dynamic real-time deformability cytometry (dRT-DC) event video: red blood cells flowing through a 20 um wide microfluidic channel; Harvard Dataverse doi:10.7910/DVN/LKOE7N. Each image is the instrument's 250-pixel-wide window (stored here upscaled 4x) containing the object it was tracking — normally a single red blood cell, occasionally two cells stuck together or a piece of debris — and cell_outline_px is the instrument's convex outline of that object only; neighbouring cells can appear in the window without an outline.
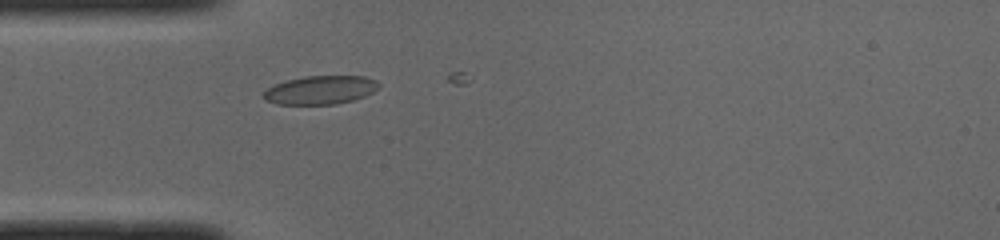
{"species": "common noctule bat (a hibernating species)", "species_latin": "Nyctalus noctula", "temperature_condition": "cold", "stored_images_in_passage": 4, "camera_frame_rate_fps": 3000, "um_per_image_px": 0.085, "animal": {"sex": "male", "body_mass_g": 19.0, "forearm_length_mm": 50.8}, "frame": {"image": 1, "passage_image": 2, "time_ms": 0.333, "image_size_px": [1000, 240], "cell_outline_px": [[380, 88], [364, 96], [352, 100], [336, 104], [276, 104], [268, 100], [264, 96], [264, 92], [268, 88], [276, 84], [288, 80], [304, 76], [364, 76], [376, 80], [380, 84]], "centroid_in_image_um": [27.29, 7.64], "position_along_channel_um": 57.7, "area_um2": 18.96}}